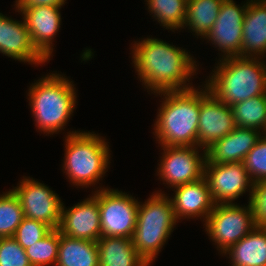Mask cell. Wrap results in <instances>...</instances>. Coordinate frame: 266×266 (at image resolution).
Here are the masks:
<instances>
[{"instance_id":"1","label":"cell","mask_w":266,"mask_h":266,"mask_svg":"<svg viewBox=\"0 0 266 266\" xmlns=\"http://www.w3.org/2000/svg\"><path fill=\"white\" fill-rule=\"evenodd\" d=\"M131 45V64L147 92L155 94L195 87L191 77L197 75L199 65L185 48L150 36Z\"/></svg>"},{"instance_id":"2","label":"cell","mask_w":266,"mask_h":266,"mask_svg":"<svg viewBox=\"0 0 266 266\" xmlns=\"http://www.w3.org/2000/svg\"><path fill=\"white\" fill-rule=\"evenodd\" d=\"M200 86L154 94L163 99L153 128L159 146H197Z\"/></svg>"},{"instance_id":"3","label":"cell","mask_w":266,"mask_h":266,"mask_svg":"<svg viewBox=\"0 0 266 266\" xmlns=\"http://www.w3.org/2000/svg\"><path fill=\"white\" fill-rule=\"evenodd\" d=\"M63 75L47 73L32 83L27 93L35 126L50 137L66 128L78 103L74 82Z\"/></svg>"},{"instance_id":"4","label":"cell","mask_w":266,"mask_h":266,"mask_svg":"<svg viewBox=\"0 0 266 266\" xmlns=\"http://www.w3.org/2000/svg\"><path fill=\"white\" fill-rule=\"evenodd\" d=\"M217 63L203 82L222 103L232 106L266 94V64L262 57H230Z\"/></svg>"},{"instance_id":"5","label":"cell","mask_w":266,"mask_h":266,"mask_svg":"<svg viewBox=\"0 0 266 266\" xmlns=\"http://www.w3.org/2000/svg\"><path fill=\"white\" fill-rule=\"evenodd\" d=\"M62 170L73 186H97L109 169L111 150L105 137L90 131L67 132ZM97 183V184H96Z\"/></svg>"},{"instance_id":"6","label":"cell","mask_w":266,"mask_h":266,"mask_svg":"<svg viewBox=\"0 0 266 266\" xmlns=\"http://www.w3.org/2000/svg\"><path fill=\"white\" fill-rule=\"evenodd\" d=\"M141 203L132 242L137 252L151 266L179 222L176 219L171 199L164 191H155Z\"/></svg>"},{"instance_id":"7","label":"cell","mask_w":266,"mask_h":266,"mask_svg":"<svg viewBox=\"0 0 266 266\" xmlns=\"http://www.w3.org/2000/svg\"><path fill=\"white\" fill-rule=\"evenodd\" d=\"M203 226L217 251L223 254L257 226L252 203H217Z\"/></svg>"},{"instance_id":"8","label":"cell","mask_w":266,"mask_h":266,"mask_svg":"<svg viewBox=\"0 0 266 266\" xmlns=\"http://www.w3.org/2000/svg\"><path fill=\"white\" fill-rule=\"evenodd\" d=\"M98 190L101 237H127L132 239L137 222L138 200L125 191L110 187Z\"/></svg>"},{"instance_id":"9","label":"cell","mask_w":266,"mask_h":266,"mask_svg":"<svg viewBox=\"0 0 266 266\" xmlns=\"http://www.w3.org/2000/svg\"><path fill=\"white\" fill-rule=\"evenodd\" d=\"M160 147L163 152L156 174L168 188L173 189L204 177L206 149L198 146Z\"/></svg>"},{"instance_id":"10","label":"cell","mask_w":266,"mask_h":266,"mask_svg":"<svg viewBox=\"0 0 266 266\" xmlns=\"http://www.w3.org/2000/svg\"><path fill=\"white\" fill-rule=\"evenodd\" d=\"M17 185L12 190L20 200L24 217L42 221L52 229H57L63 203L59 195L33 177L23 176Z\"/></svg>"},{"instance_id":"11","label":"cell","mask_w":266,"mask_h":266,"mask_svg":"<svg viewBox=\"0 0 266 266\" xmlns=\"http://www.w3.org/2000/svg\"><path fill=\"white\" fill-rule=\"evenodd\" d=\"M248 2L240 6L233 0H224L214 25L203 38L221 52L218 60L241 54L243 22Z\"/></svg>"},{"instance_id":"12","label":"cell","mask_w":266,"mask_h":266,"mask_svg":"<svg viewBox=\"0 0 266 266\" xmlns=\"http://www.w3.org/2000/svg\"><path fill=\"white\" fill-rule=\"evenodd\" d=\"M204 177L215 204L233 203L246 192H249L248 202H251L254 183L243 162L205 164Z\"/></svg>"},{"instance_id":"13","label":"cell","mask_w":266,"mask_h":266,"mask_svg":"<svg viewBox=\"0 0 266 266\" xmlns=\"http://www.w3.org/2000/svg\"><path fill=\"white\" fill-rule=\"evenodd\" d=\"M201 87L197 146L206 149L236 126L231 106L218 100L204 83Z\"/></svg>"},{"instance_id":"14","label":"cell","mask_w":266,"mask_h":266,"mask_svg":"<svg viewBox=\"0 0 266 266\" xmlns=\"http://www.w3.org/2000/svg\"><path fill=\"white\" fill-rule=\"evenodd\" d=\"M58 231L70 238L97 242L101 238L98 190L72 207L62 203Z\"/></svg>"},{"instance_id":"15","label":"cell","mask_w":266,"mask_h":266,"mask_svg":"<svg viewBox=\"0 0 266 266\" xmlns=\"http://www.w3.org/2000/svg\"><path fill=\"white\" fill-rule=\"evenodd\" d=\"M61 8L36 6L15 9L24 18L33 46L47 61L53 56L54 38L61 27Z\"/></svg>"},{"instance_id":"16","label":"cell","mask_w":266,"mask_h":266,"mask_svg":"<svg viewBox=\"0 0 266 266\" xmlns=\"http://www.w3.org/2000/svg\"><path fill=\"white\" fill-rule=\"evenodd\" d=\"M21 19L0 13V53L20 62L42 66L48 61L33 46L24 18Z\"/></svg>"},{"instance_id":"17","label":"cell","mask_w":266,"mask_h":266,"mask_svg":"<svg viewBox=\"0 0 266 266\" xmlns=\"http://www.w3.org/2000/svg\"><path fill=\"white\" fill-rule=\"evenodd\" d=\"M174 193L169 198L174 209L176 219L202 218L203 223L211 213L215 203L213 202L209 190V185L205 177L173 188Z\"/></svg>"},{"instance_id":"18","label":"cell","mask_w":266,"mask_h":266,"mask_svg":"<svg viewBox=\"0 0 266 266\" xmlns=\"http://www.w3.org/2000/svg\"><path fill=\"white\" fill-rule=\"evenodd\" d=\"M262 135L259 130L236 126L228 135L206 148L205 164L243 162Z\"/></svg>"},{"instance_id":"19","label":"cell","mask_w":266,"mask_h":266,"mask_svg":"<svg viewBox=\"0 0 266 266\" xmlns=\"http://www.w3.org/2000/svg\"><path fill=\"white\" fill-rule=\"evenodd\" d=\"M266 0H249L243 22L239 57L266 56Z\"/></svg>"},{"instance_id":"20","label":"cell","mask_w":266,"mask_h":266,"mask_svg":"<svg viewBox=\"0 0 266 266\" xmlns=\"http://www.w3.org/2000/svg\"><path fill=\"white\" fill-rule=\"evenodd\" d=\"M223 255L231 266H266V227L256 226Z\"/></svg>"},{"instance_id":"21","label":"cell","mask_w":266,"mask_h":266,"mask_svg":"<svg viewBox=\"0 0 266 266\" xmlns=\"http://www.w3.org/2000/svg\"><path fill=\"white\" fill-rule=\"evenodd\" d=\"M97 248L99 266H150L137 252L130 238L101 237Z\"/></svg>"},{"instance_id":"22","label":"cell","mask_w":266,"mask_h":266,"mask_svg":"<svg viewBox=\"0 0 266 266\" xmlns=\"http://www.w3.org/2000/svg\"><path fill=\"white\" fill-rule=\"evenodd\" d=\"M55 266H99L97 242L70 238L60 233Z\"/></svg>"},{"instance_id":"23","label":"cell","mask_w":266,"mask_h":266,"mask_svg":"<svg viewBox=\"0 0 266 266\" xmlns=\"http://www.w3.org/2000/svg\"><path fill=\"white\" fill-rule=\"evenodd\" d=\"M223 2L224 0H187L182 29L188 27L195 37L204 38L214 25Z\"/></svg>"},{"instance_id":"24","label":"cell","mask_w":266,"mask_h":266,"mask_svg":"<svg viewBox=\"0 0 266 266\" xmlns=\"http://www.w3.org/2000/svg\"><path fill=\"white\" fill-rule=\"evenodd\" d=\"M237 127L266 131V94L258 95L231 106Z\"/></svg>"},{"instance_id":"25","label":"cell","mask_w":266,"mask_h":266,"mask_svg":"<svg viewBox=\"0 0 266 266\" xmlns=\"http://www.w3.org/2000/svg\"><path fill=\"white\" fill-rule=\"evenodd\" d=\"M147 11L160 26L172 32L182 30L186 18L187 0H145Z\"/></svg>"},{"instance_id":"26","label":"cell","mask_w":266,"mask_h":266,"mask_svg":"<svg viewBox=\"0 0 266 266\" xmlns=\"http://www.w3.org/2000/svg\"><path fill=\"white\" fill-rule=\"evenodd\" d=\"M0 194V238L13 237L24 219V212L12 189Z\"/></svg>"},{"instance_id":"27","label":"cell","mask_w":266,"mask_h":266,"mask_svg":"<svg viewBox=\"0 0 266 266\" xmlns=\"http://www.w3.org/2000/svg\"><path fill=\"white\" fill-rule=\"evenodd\" d=\"M60 232L52 229L44 238L25 249L32 266H55L58 258Z\"/></svg>"},{"instance_id":"28","label":"cell","mask_w":266,"mask_h":266,"mask_svg":"<svg viewBox=\"0 0 266 266\" xmlns=\"http://www.w3.org/2000/svg\"><path fill=\"white\" fill-rule=\"evenodd\" d=\"M245 169L255 184L266 180V135L263 134L256 145L248 152L244 161Z\"/></svg>"},{"instance_id":"29","label":"cell","mask_w":266,"mask_h":266,"mask_svg":"<svg viewBox=\"0 0 266 266\" xmlns=\"http://www.w3.org/2000/svg\"><path fill=\"white\" fill-rule=\"evenodd\" d=\"M52 228L42 221L24 217L13 238L24 249L44 238Z\"/></svg>"},{"instance_id":"30","label":"cell","mask_w":266,"mask_h":266,"mask_svg":"<svg viewBox=\"0 0 266 266\" xmlns=\"http://www.w3.org/2000/svg\"><path fill=\"white\" fill-rule=\"evenodd\" d=\"M0 266H32L22 248L13 237L0 238Z\"/></svg>"},{"instance_id":"31","label":"cell","mask_w":266,"mask_h":266,"mask_svg":"<svg viewBox=\"0 0 266 266\" xmlns=\"http://www.w3.org/2000/svg\"><path fill=\"white\" fill-rule=\"evenodd\" d=\"M251 203L257 226L266 227V180L254 184Z\"/></svg>"},{"instance_id":"32","label":"cell","mask_w":266,"mask_h":266,"mask_svg":"<svg viewBox=\"0 0 266 266\" xmlns=\"http://www.w3.org/2000/svg\"><path fill=\"white\" fill-rule=\"evenodd\" d=\"M67 0H16L15 9H26L36 6H57L63 7Z\"/></svg>"}]
</instances>
